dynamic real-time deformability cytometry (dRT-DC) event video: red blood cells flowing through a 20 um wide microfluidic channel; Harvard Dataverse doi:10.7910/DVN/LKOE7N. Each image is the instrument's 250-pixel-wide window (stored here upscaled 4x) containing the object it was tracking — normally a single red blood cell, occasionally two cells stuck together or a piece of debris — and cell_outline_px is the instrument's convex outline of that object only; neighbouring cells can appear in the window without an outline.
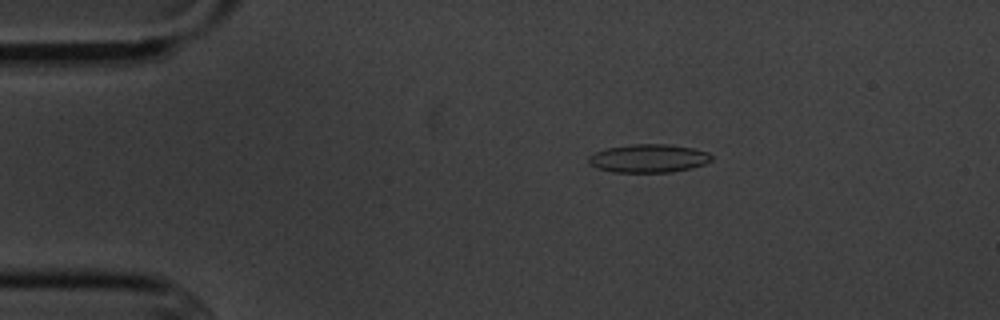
{"species": "common noctule bat (a hibernating species)", "species_latin": "Nyctalus noctula", "temperature_condition": "cold", "stored_images_in_passage": 5, "camera_frame_rate_fps": 3000, "um_per_image_px": 0.085, "animal": {"sex": "male", "body_mass_g": 20.1, "forearm_length_mm": 53.5}, "frame": {"image": 1, "passage_image": 3, "time_ms": 2.333, "image_size_px": [1000, 320], "cell_outline_px": [[712, 160], [704, 164], [692, 168], [672, 172], [612, 172], [596, 168], [588, 164], [588, 156], [596, 152], [608, 148], [632, 144], [668, 144], [692, 148], [708, 152], [712, 156]], "centroid_in_image_um": [55.12, 13.47], "position_along_channel_um": 29.9, "area_um2": 20.35}}